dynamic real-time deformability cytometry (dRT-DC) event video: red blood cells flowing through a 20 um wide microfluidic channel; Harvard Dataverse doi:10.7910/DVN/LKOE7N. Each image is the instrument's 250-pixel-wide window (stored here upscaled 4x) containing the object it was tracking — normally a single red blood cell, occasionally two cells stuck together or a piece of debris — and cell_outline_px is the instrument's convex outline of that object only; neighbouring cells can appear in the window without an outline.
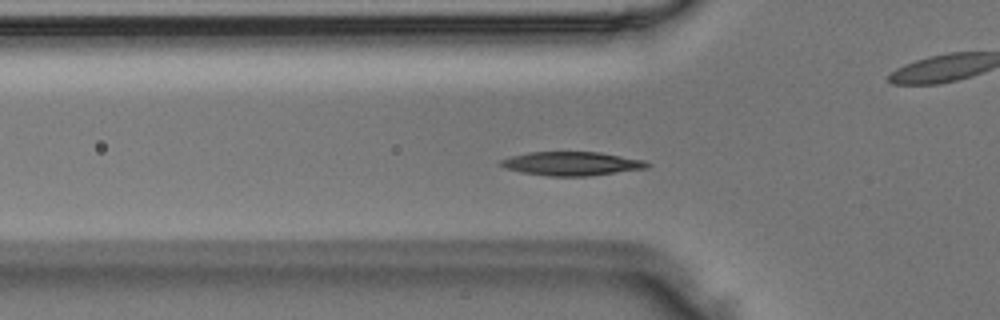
{"species": "Egyptian fruit bat (a non-hibernating species)", "species_latin": "Rousettus aegyptiacus", "temperature_condition": "room temperature", "stored_images_in_passage": 48, "camera_frame_rate_fps": 3000, "um_per_image_px": 0.085, "animal": {"sex": "male"}, "frame": {"image": 1, "passage_image": 14, "time_ms": 4.333, "image_size_px": [1000, 320], "cell_outline_px": [[652, 164], [648, 168], [588, 176], [548, 176], [524, 172], [504, 168], [500, 164], [500, 160], [512, 156], [528, 152], [600, 152], [644, 160]], "centroid_in_image_um": [48.63, 13.9], "position_along_channel_um": 77.2, "area_um2": 20.23}}
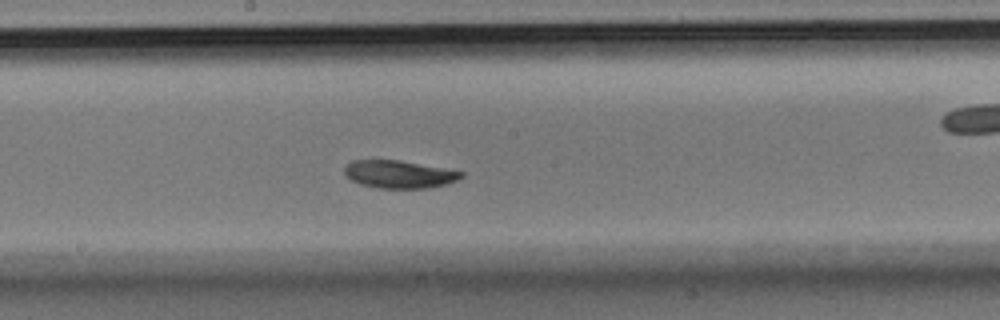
{"frame": {"image": 2, "passage_image": 24, "time_ms": 7.667, "image_size_px": [1000, 320], "cell_outline_px": [[464, 176], [448, 184], [428, 188], [376, 188], [360, 184], [352, 180], [344, 172], [344, 168], [352, 160], [400, 160], [444, 168], [464, 172]], "centroid_in_image_um": [33.95, 14.81], "position_along_channel_um": 214.3, "area_um2": 18.84}}
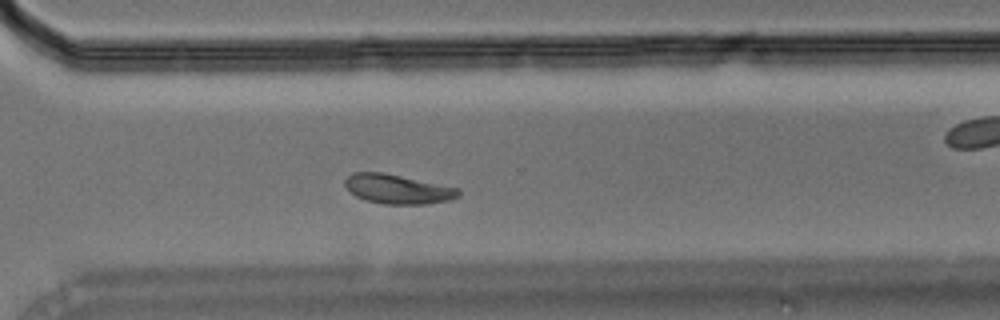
{"frame": {"image": 3, "passage_image": 33, "time_ms": 10.667, "image_size_px": [1000, 320], "cell_outline_px": [[460, 196], [452, 200], [424, 204], [384, 204], [368, 200], [356, 196], [344, 184], [344, 180], [352, 172], [380, 172], [460, 188]], "centroid_in_image_um": [33.84, 16.07], "position_along_channel_um": 336.8, "area_um2": 19.25}}